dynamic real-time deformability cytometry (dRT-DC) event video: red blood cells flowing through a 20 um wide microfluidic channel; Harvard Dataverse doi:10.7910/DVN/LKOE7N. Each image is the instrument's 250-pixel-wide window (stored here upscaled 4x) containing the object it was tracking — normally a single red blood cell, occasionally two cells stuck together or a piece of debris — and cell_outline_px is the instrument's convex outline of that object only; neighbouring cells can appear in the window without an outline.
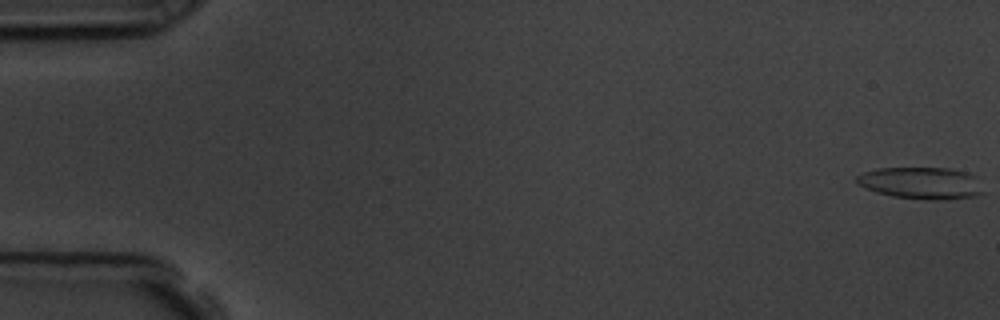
{"species": "common noctule bat (a hibernating species)", "species_latin": "Nyctalus noctula", "temperature_condition": "room temperature", "stored_images_in_passage": 58, "camera_frame_rate_fps": 3000, "um_per_image_px": 0.085, "animal": {"sex": "male", "body_mass_g": 19.5, "forearm_length_mm": 54.6}, "frame": {"image": 1, "passage_image": 1, "time_ms": 0.0, "image_size_px": [1000, 320], "cell_outline_px": [[984, 192], [976, 196], [944, 200], [936, 200], [892, 196], [876, 192], [856, 184], [856, 176], [864, 172], [876, 168], [948, 168], [968, 172], [976, 176]], "centroid_in_image_um": [78.31, 15.55], "position_along_channel_um": 6.7, "area_um2": 23.64}}
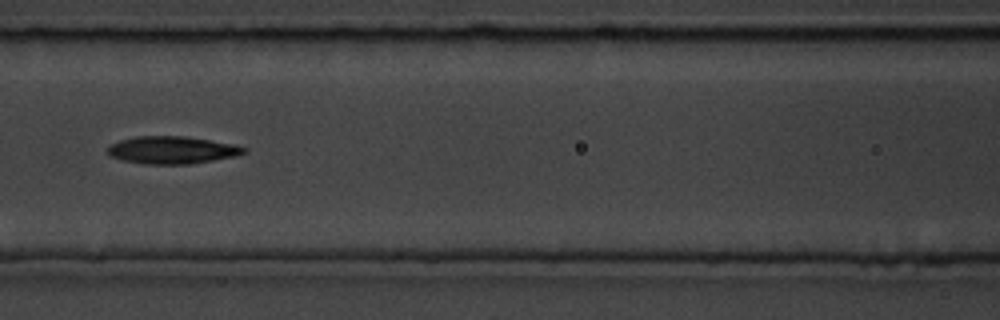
{"frame": {"image": 2, "passage_image": 26, "time_ms": 8.333, "image_size_px": [1000, 320], "cell_outline_px": [[248, 152], [232, 156], [212, 160], [188, 164], [144, 164], [124, 160], [108, 156], [108, 148], [112, 144], [120, 140], [136, 136], [184, 136], [236, 144], [248, 148]], "centroid_in_image_um": [14.64, 12.74], "position_along_channel_um": 152.0, "area_um2": 21.73}}
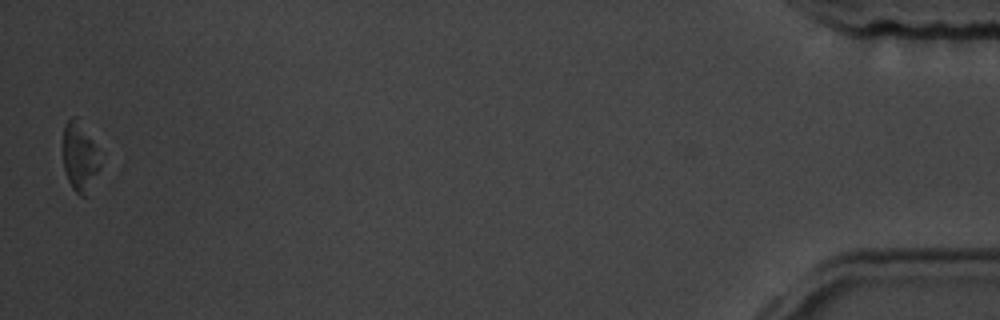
{"frame": {"image": 3, "passage_image": 57, "time_ms": 18.667, "image_size_px": [1000, 320], "cell_outline_px": [[100, 168], [88, 196], [80, 196], [72, 188], [68, 180], [64, 168], [64, 124], [72, 116], [76, 116], [92, 140], [96, 148], [100, 164]], "centroid_in_image_um": [6.79, 13.38], "position_along_channel_um": 428.4, "area_um2": 14.8}, "authors_computed_cell_mechanics": {"area_um2": 21.8195, "velocity_mm_per_s": 3.5683, "shape_relaxation_time_tau1_ms": 4.1936, "shape_relaxation_time_tau2_ms": null, "deformation_change_tau1": 0.145, "deformation_change_tau2": null}}